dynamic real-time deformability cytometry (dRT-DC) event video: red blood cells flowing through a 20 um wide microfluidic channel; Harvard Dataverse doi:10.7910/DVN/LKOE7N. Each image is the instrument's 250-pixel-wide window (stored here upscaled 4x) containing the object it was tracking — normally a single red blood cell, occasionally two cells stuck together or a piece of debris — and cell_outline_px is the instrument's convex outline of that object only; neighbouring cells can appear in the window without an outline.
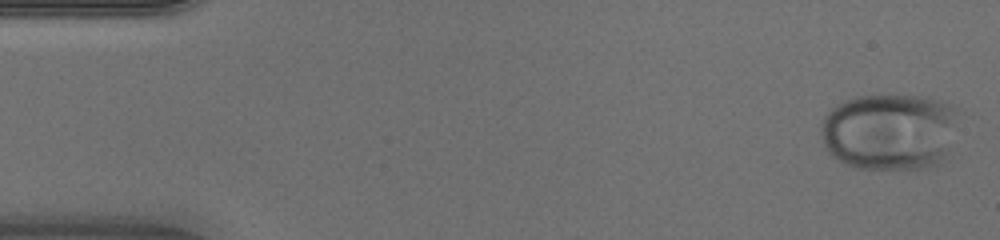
{"species": "human", "species_latin": "Homo sapiens", "temperature_condition": "warm", "stored_images_in_passage": 46, "camera_frame_rate_fps": 3000, "um_per_image_px": 0.085, "donor": {"sex": "male"}, "frame": {"image": 1, "passage_image": 1, "time_ms": 0.0, "image_size_px": [1000, 240], "cell_outline_px": [[956, 112], [948, 160], [940, 164], [924, 168], [856, 168], [844, 164], [832, 156], [828, 152], [824, 144], [820, 132], [820, 128], [824, 116], [836, 104], [844, 100], [856, 96], [920, 96], [940, 100], [952, 104], [956, 108]], "centroid_in_image_um": [75.6, 11.19], "position_along_channel_um": 9.4, "area_um2": 62.02}}
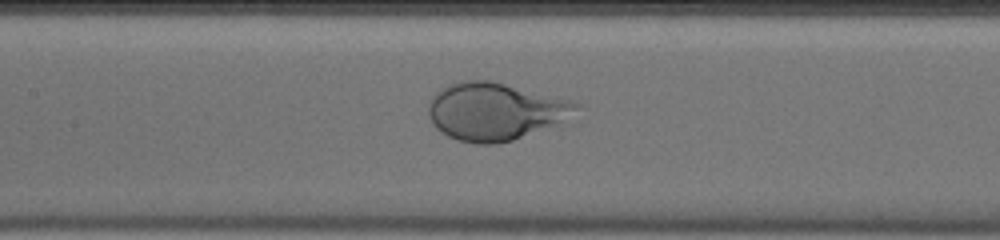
{"frame": {"image": 2, "passage_image": 21, "time_ms": 6.667, "image_size_px": [1000, 240], "cell_outline_px": [[580, 108], [560, 120], [512, 140], [496, 144], [476, 144], [460, 140], [448, 136], [440, 132], [432, 124], [428, 112], [428, 104], [432, 96], [436, 92], [460, 80], [488, 80], [568, 100], [580, 104]], "centroid_in_image_um": [41.96, 9.47], "position_along_channel_um": 165.4, "area_um2": 48.15}}
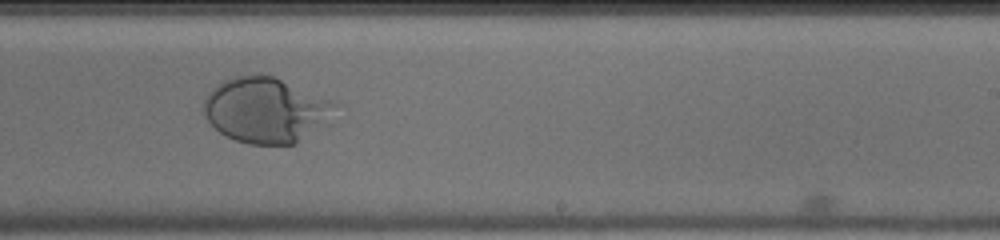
{"frame": {"image": 3, "passage_image": 28, "time_ms": 9.0, "image_size_px": [1000, 240], "cell_outline_px": [[336, 104], [296, 144], [248, 144], [236, 140], [220, 132], [204, 116], [200, 108], [208, 92], [216, 84], [224, 80], [236, 76], [272, 76], [332, 100]], "centroid_in_image_um": [22.42, 9.34], "position_along_channel_um": 266.6, "area_um2": 48.15}}